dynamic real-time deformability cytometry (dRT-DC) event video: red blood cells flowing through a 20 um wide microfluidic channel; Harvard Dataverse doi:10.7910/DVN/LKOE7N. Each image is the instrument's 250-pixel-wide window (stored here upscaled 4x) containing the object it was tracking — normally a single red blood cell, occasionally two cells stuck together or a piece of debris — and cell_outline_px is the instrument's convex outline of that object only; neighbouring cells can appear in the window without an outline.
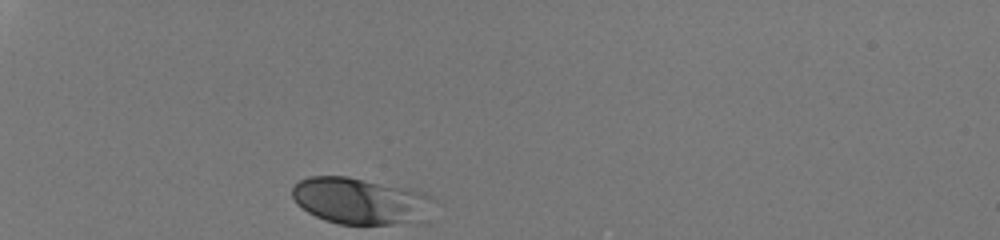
{"species": "human", "species_latin": "Homo sapiens", "temperature_condition": "room temperature", "stored_images_in_passage": 29, "camera_frame_rate_fps": 3000, "um_per_image_px": 0.085, "donor": {"sex": "male"}, "frame": {"image": 1, "passage_image": 1, "time_ms": 0.0, "image_size_px": [1000, 240], "cell_outline_px": [[440, 200], [428, 224], [340, 224], [324, 220], [308, 212], [296, 204], [292, 196], [292, 188], [300, 180], [308, 176], [348, 176], [412, 188], [424, 192]], "centroid_in_image_um": [30.85, 17.1], "position_along_channel_um": 54.2, "area_um2": 40.17}}
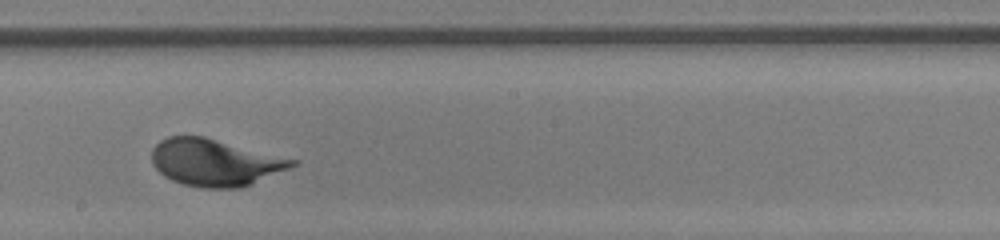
{"frame": {"image": 2, "passage_image": 17, "time_ms": 5.333, "image_size_px": [1000, 240], "cell_outline_px": [[300, 160], [296, 164], [288, 168], [252, 184], [240, 188], [200, 188], [184, 184], [172, 180], [164, 176], [152, 164], [152, 148], [160, 140], [168, 136], [204, 136]], "centroid_in_image_um": [18.27, 13.8], "position_along_channel_um": 229.9, "area_um2": 38.49}}
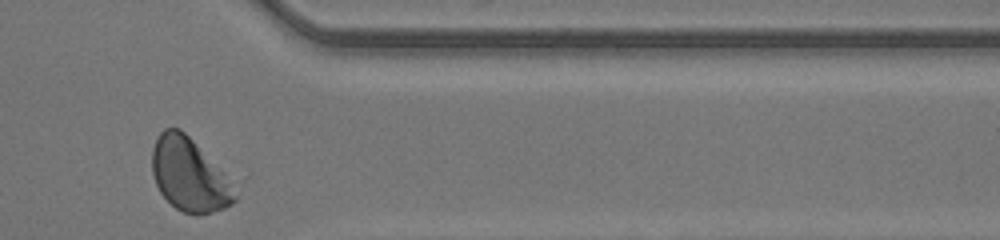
{"frame": {"image": 3, "passage_image": 29, "time_ms": 9.333, "image_size_px": [1000, 240], "cell_outline_px": [[236, 200], [232, 204], [224, 208], [212, 212], [196, 216], [184, 212], [176, 208], [160, 192], [156, 184], [152, 172], [152, 148], [160, 132], [164, 128], [180, 128], [192, 140], [228, 184], [236, 196]], "centroid_in_image_um": [15.98, 14.89], "position_along_channel_um": 395.4, "area_um2": 33.7}, "authors_computed_cell_mechanics": {"area_um2": 37.9746, "velocity_mm_per_s": 4.1757, "shape_relaxation_time_tau1_ms": 2.3055, "shape_relaxation_time_tau2_ms": null, "deformation_change_tau1": 0.1311, "deformation_change_tau2": null}}